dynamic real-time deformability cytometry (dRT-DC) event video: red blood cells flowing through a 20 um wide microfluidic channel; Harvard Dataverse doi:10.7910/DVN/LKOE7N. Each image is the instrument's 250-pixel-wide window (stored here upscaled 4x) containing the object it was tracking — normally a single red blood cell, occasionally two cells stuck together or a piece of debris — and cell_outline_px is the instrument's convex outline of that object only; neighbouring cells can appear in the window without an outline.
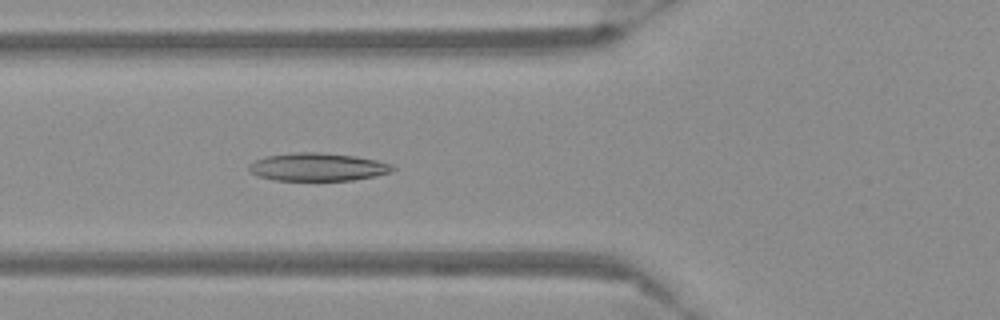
{"species": "Egyptian fruit bat (a non-hibernating species)", "species_latin": "Rousettus aegyptiacus", "temperature_condition": "warm", "stored_images_in_passage": 41, "camera_frame_rate_fps": 3000, "um_per_image_px": 0.085, "frame": {"image": 1, "passage_image": 10, "time_ms": 3.0, "image_size_px": [1000, 320], "cell_outline_px": [[396, 168], [392, 172], [376, 176], [352, 180], [276, 180], [260, 176], [252, 172], [248, 168], [248, 164], [256, 160], [268, 156], [300, 152], [316, 152], [352, 156], [376, 160], [392, 164]], "centroid_in_image_um": [27.05, 14.2], "position_along_channel_um": 98.8, "area_um2": 23.06}}
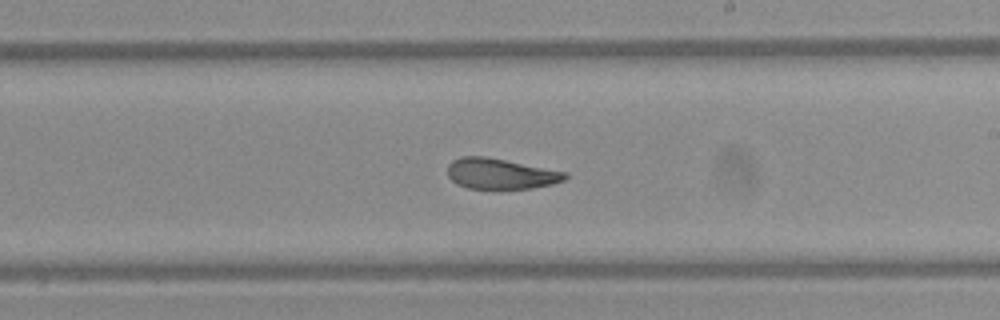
{"frame": {"image": 2, "passage_image": 22, "time_ms": 7.0, "image_size_px": [1000, 320], "cell_outline_px": [[568, 176], [564, 180], [552, 184], [532, 188], [468, 188], [456, 184], [448, 176], [448, 164], [452, 160], [464, 156], [484, 156], [568, 172]], "centroid_in_image_um": [42.54, 14.76], "position_along_channel_um": 246.5, "area_um2": 20.81}}
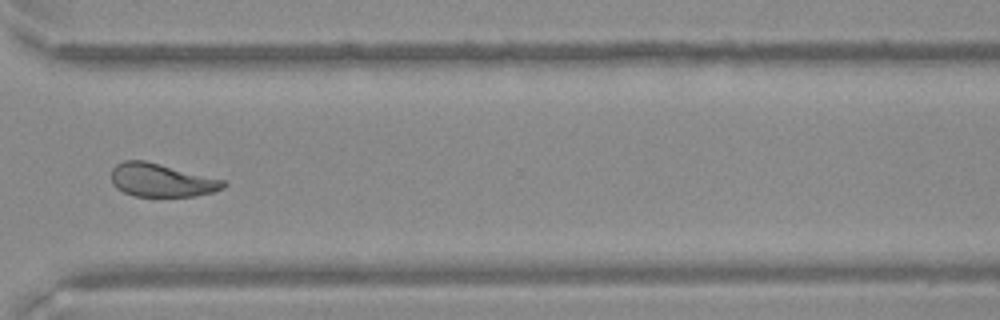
{"frame": {"image": 3, "passage_image": 31, "time_ms": 10.0, "image_size_px": [1000, 320], "cell_outline_px": [[228, 184], [224, 188], [212, 192], [196, 196], [132, 196], [116, 188], [112, 184], [112, 168], [116, 164], [124, 160], [144, 160], [224, 180]], "centroid_in_image_um": [13.71, 15.32], "position_along_channel_um": 356.9, "area_um2": 21.68}}